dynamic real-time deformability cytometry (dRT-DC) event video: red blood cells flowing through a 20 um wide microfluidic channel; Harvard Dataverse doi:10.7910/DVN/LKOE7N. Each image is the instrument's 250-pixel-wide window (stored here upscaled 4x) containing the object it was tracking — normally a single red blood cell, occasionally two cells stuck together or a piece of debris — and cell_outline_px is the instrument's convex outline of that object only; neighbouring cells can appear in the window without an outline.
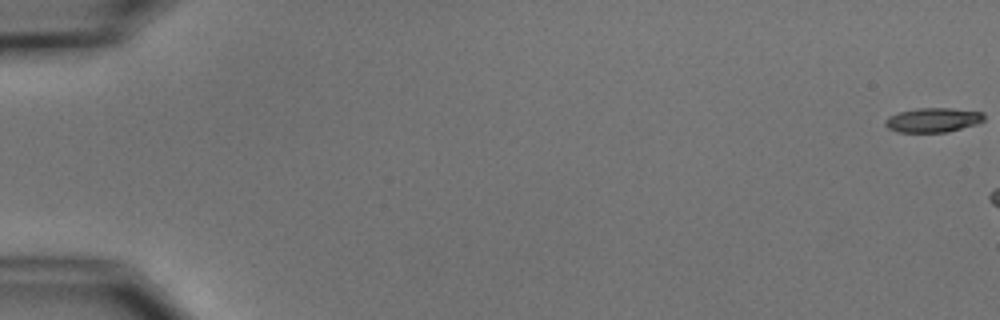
{"species": "common noctule bat (a hibernating species)", "species_latin": "Nyctalus noctula", "temperature_condition": "cold", "stored_images_in_passage": 7, "camera_frame_rate_fps": 3000, "um_per_image_px": 0.085, "animal": {"sex": "male", "body_mass_g": 15.6}, "frame": {"image": 1, "passage_image": 1, "time_ms": 0.0, "image_size_px": [1000, 320], "cell_outline_px": [[984, 120], [976, 124], [948, 132], [896, 132], [888, 128], [884, 124], [884, 120], [888, 116], [900, 112], [916, 108], [948, 108], [984, 112]], "centroid_in_image_um": [79.28, 10.2], "position_along_channel_um": 5.7, "area_um2": 14.1}}